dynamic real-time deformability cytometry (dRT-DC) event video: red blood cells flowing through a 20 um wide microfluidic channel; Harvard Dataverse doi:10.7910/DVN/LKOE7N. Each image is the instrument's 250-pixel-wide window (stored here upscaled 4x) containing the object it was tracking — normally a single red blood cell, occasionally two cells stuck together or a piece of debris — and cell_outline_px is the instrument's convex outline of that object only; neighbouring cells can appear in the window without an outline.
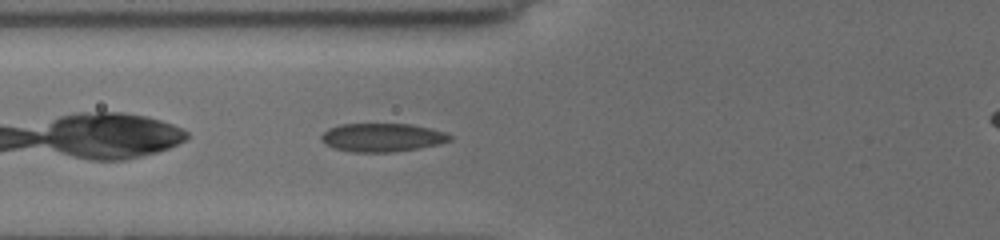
{"species": "common noctule bat (a hibernating species)", "species_latin": "Nyctalus noctula", "temperature_condition": "cold", "stored_images_in_passage": 7, "camera_frame_rate_fps": 3000, "um_per_image_px": 0.085, "animal": {"sex": "female", "body_mass_g": 19.5, "forearm_length_mm": 54.1}, "frame": {"image": 1, "passage_image": 7, "time_ms": 5.667, "image_size_px": [1000, 240], "cell_outline_px": [[452, 140], [440, 144], [416, 148], [388, 152], [352, 152], [336, 148], [320, 140], [320, 136], [328, 128], [340, 124], [408, 124], [428, 128], [444, 132], [452, 136]], "centroid_in_image_um": [32.47, 11.68], "position_along_channel_um": 93.3, "area_um2": 21.04}}